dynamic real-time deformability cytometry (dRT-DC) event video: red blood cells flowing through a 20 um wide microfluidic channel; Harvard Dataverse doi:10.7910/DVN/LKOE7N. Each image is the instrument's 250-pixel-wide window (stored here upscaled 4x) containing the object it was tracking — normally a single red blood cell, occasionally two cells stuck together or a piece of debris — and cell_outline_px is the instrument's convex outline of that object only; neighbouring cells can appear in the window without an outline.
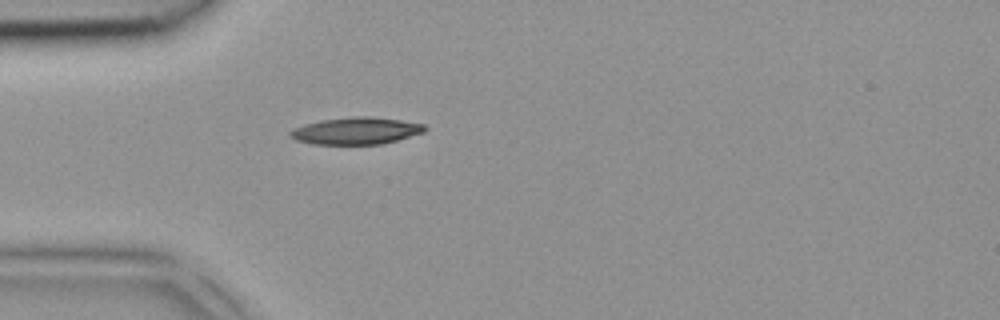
{"species": "common noctule bat (a hibernating species)", "species_latin": "Nyctalus noctula", "temperature_condition": "room temperature", "stored_images_in_passage": 1, "camera_frame_rate_fps": 3000, "um_per_image_px": 0.085, "animal": {"sex": "female", "body_mass_g": 18.4}, "frame": {"image": 1, "passage_image": 1, "time_ms": 0.0, "image_size_px": [1000, 320], "cell_outline_px": [[428, 128], [424, 132], [396, 140], [380, 144], [312, 144], [296, 140], [288, 136], [288, 132], [292, 128], [304, 124], [320, 120], [352, 116], [372, 116], [400, 120], [424, 124]], "centroid_in_image_um": [30.22, 11.11], "position_along_channel_um": 54.8, "area_um2": 21.33}}